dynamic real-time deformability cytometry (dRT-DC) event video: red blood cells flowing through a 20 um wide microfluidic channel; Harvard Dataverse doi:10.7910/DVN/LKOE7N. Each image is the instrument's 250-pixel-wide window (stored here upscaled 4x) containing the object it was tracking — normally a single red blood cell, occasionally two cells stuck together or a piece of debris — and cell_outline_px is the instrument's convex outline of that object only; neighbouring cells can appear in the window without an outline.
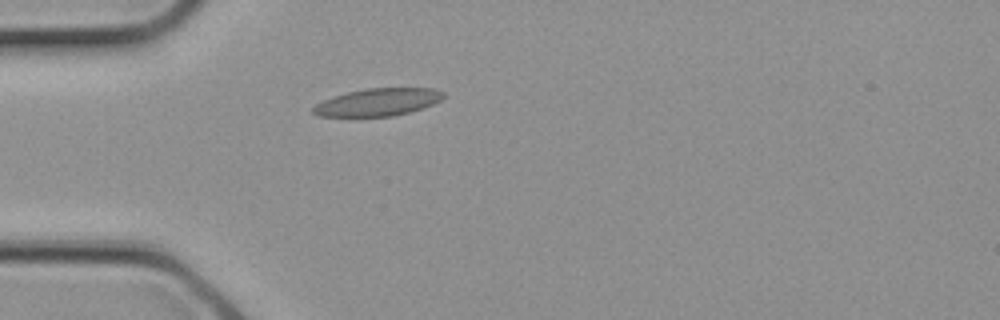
{"species": "common noctule bat (a hibernating species)", "species_latin": "Nyctalus noctula", "temperature_condition": "cold", "stored_images_in_passage": 3, "camera_frame_rate_fps": 3000, "um_per_image_px": 0.085, "animal": {"sex": "female", "body_mass_g": 21.9}, "frame": {"image": 1, "passage_image": 3, "time_ms": 0.667, "image_size_px": [1000, 320], "cell_outline_px": [[444, 96], [440, 100], [424, 108], [392, 116], [316, 116], [312, 112], [312, 108], [316, 104], [324, 100], [348, 92], [368, 88], [436, 88], [444, 92]], "centroid_in_image_um": [32.14, 8.68], "position_along_channel_um": 52.9, "area_um2": 20.69}}